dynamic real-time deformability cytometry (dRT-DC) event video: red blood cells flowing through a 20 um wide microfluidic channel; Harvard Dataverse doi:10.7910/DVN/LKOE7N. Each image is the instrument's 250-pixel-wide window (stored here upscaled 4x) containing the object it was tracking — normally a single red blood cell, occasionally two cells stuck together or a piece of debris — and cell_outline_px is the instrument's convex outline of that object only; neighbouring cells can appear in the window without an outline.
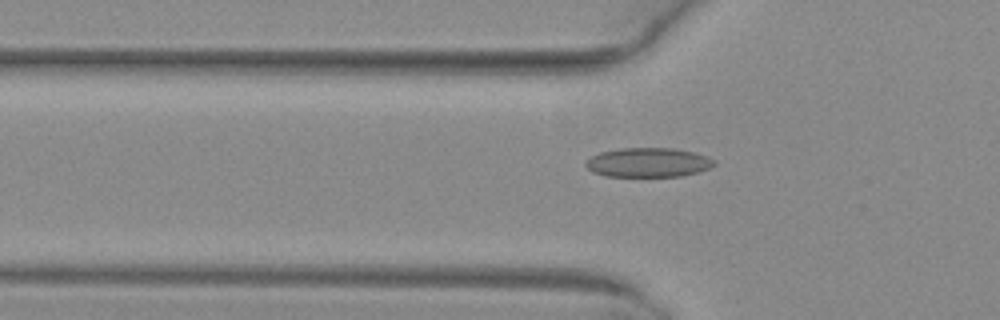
{"species": "common noctule bat (a hibernating species)", "species_latin": "Nyctalus noctula", "temperature_condition": "warm", "stored_images_in_passage": 38, "camera_frame_rate_fps": 3000, "um_per_image_px": 0.085, "animal": {"sex": "female", "body_mass_g": 29.2, "forearm_length_mm": 56.3}, "frame": {"image": 1, "passage_image": 4, "time_ms": 1.0, "image_size_px": [1000, 320], "cell_outline_px": [[716, 164], [708, 168], [696, 172], [680, 176], [604, 176], [592, 172], [584, 164], [584, 160], [600, 152], [624, 148], [672, 148], [696, 152], [708, 156], [716, 160]], "centroid_in_image_um": [55.09, 13.8], "position_along_channel_um": 70.7, "area_um2": 22.02}}
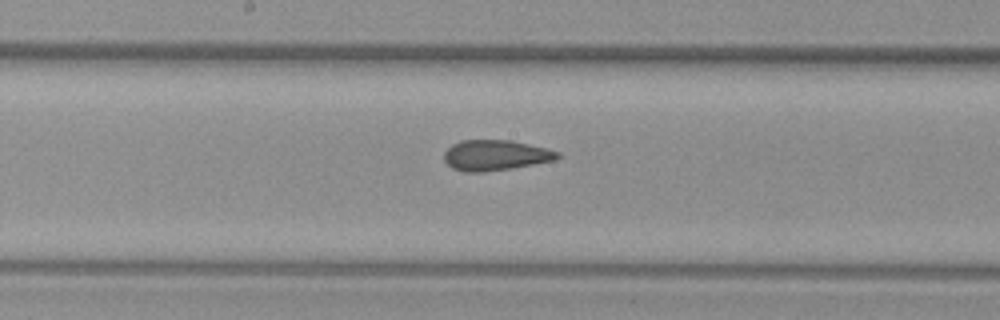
{"frame": {"image": 2, "passage_image": 14, "time_ms": 4.333, "image_size_px": [1000, 320], "cell_outline_px": [[560, 156], [556, 160], [512, 168], [484, 172], [464, 172], [452, 168], [444, 160], [444, 152], [452, 144], [460, 140], [512, 140], [548, 148], [560, 152]], "centroid_in_image_um": [42.12, 13.19], "position_along_channel_um": 206.1, "area_um2": 20.35}}
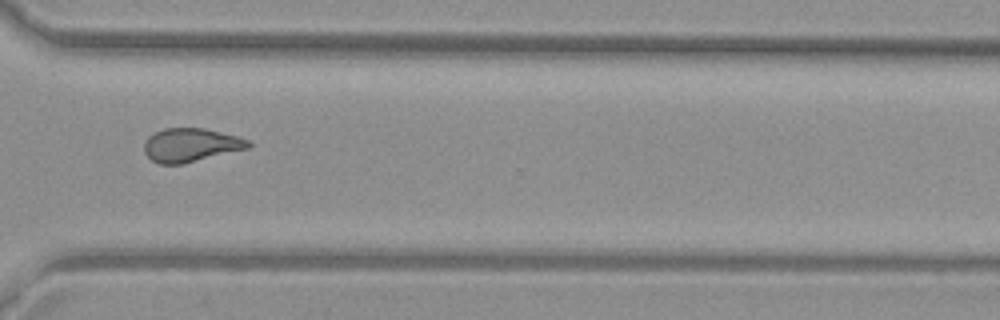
{"frame": {"image": 3, "passage_image": 25, "time_ms": 8.0, "image_size_px": [1000, 320], "cell_outline_px": [[252, 148], [184, 164], [160, 164], [152, 160], [144, 152], [144, 144], [148, 136], [164, 128], [204, 128], [236, 136], [248, 140], [252, 144]], "centroid_in_image_um": [16.25, 12.34], "position_along_channel_um": 354.4, "area_um2": 20.58}, "authors_computed_cell_mechanics": {"area_um2": 20.6346, "velocity_mm_per_s": 4.0542, "shape_relaxation_time_tau1_ms": null, "shape_relaxation_time_tau2_ms": 1.5595, "deformation_change_tau1": null, "deformation_change_tau2": 0.0694}}